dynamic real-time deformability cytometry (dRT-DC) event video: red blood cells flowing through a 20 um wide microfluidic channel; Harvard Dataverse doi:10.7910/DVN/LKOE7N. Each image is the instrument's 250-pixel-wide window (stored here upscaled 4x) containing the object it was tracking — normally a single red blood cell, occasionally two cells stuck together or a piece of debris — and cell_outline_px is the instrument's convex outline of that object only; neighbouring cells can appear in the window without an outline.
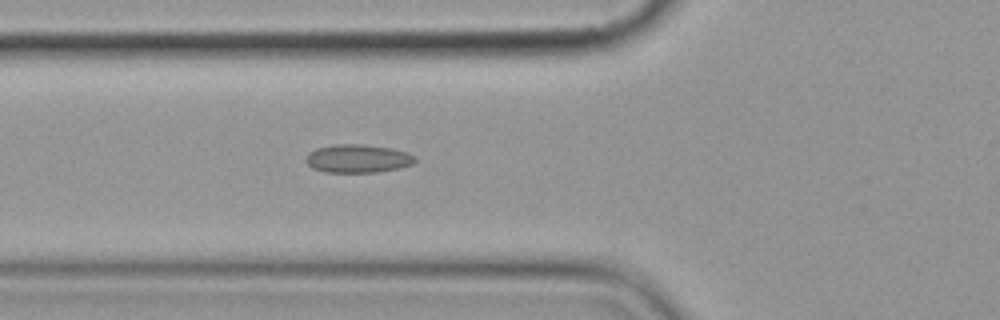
{"species": "common noctule bat (a hibernating species)", "species_latin": "Nyctalus noctula", "temperature_condition": "cold", "stored_images_in_passage": 4, "camera_frame_rate_fps": 3000, "um_per_image_px": 0.085, "animal": {"sex": "female", "body_mass_g": 19.9}, "frame": {"image": 1, "passage_image": 4, "time_ms": 3.333, "image_size_px": [1000, 320], "cell_outline_px": [[416, 160], [412, 164], [400, 168], [376, 172], [324, 172], [312, 168], [304, 160], [308, 152], [316, 148], [336, 144], [364, 144], [392, 148], [408, 152], [416, 156]], "centroid_in_image_um": [30.41, 13.47], "position_along_channel_um": 95.4, "area_um2": 18.21}}